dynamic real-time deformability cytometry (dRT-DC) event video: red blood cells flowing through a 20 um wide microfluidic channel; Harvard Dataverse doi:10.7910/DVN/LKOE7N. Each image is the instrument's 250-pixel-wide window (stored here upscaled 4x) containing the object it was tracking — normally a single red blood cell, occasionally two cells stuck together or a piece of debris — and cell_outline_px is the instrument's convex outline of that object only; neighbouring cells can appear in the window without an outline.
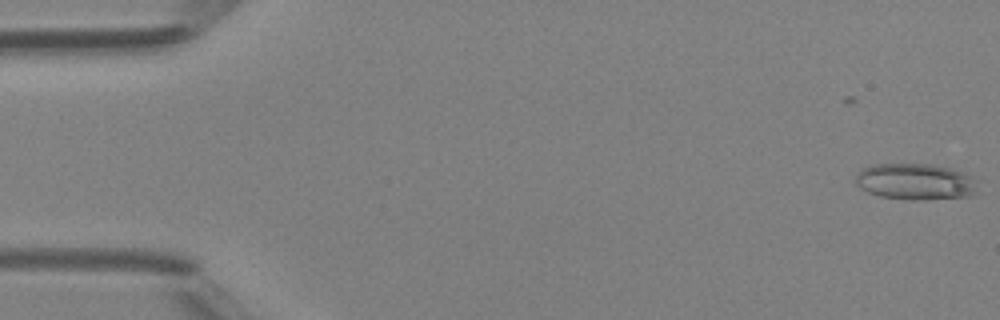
{"species": "Egyptian fruit bat (a non-hibernating species)", "species_latin": "Rousettus aegyptiacus", "temperature_condition": "room temperature", "stored_images_in_passage": 44, "camera_frame_rate_fps": 3000, "um_per_image_px": 0.085, "animal": {"sex": "female"}, "frame": {"image": 1, "passage_image": 1, "time_ms": 0.0, "image_size_px": [1000, 320], "cell_outline_px": [[972, 192], [968, 196], [924, 200], [904, 200], [880, 196], [868, 192], [860, 188], [856, 184], [856, 172], [872, 164], [932, 164], [952, 168], [964, 172], [972, 176]], "centroid_in_image_um": [77.72, 15.43], "position_along_channel_um": 7.3, "area_um2": 25.66}}
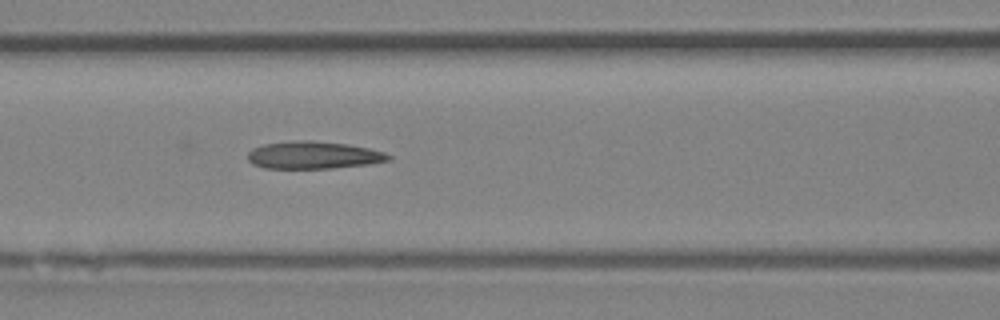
{"frame": {"image": 2, "passage_image": 21, "time_ms": 6.667, "image_size_px": [1000, 320], "cell_outline_px": [[392, 160], [368, 164], [332, 168], [264, 168], [252, 164], [248, 160], [248, 152], [252, 148], [264, 144], [296, 140], [312, 140], [348, 144], [368, 148], [384, 152], [392, 156]], "centroid_in_image_um": [26.64, 13.18], "position_along_channel_um": 140.0, "area_um2": 22.6}}
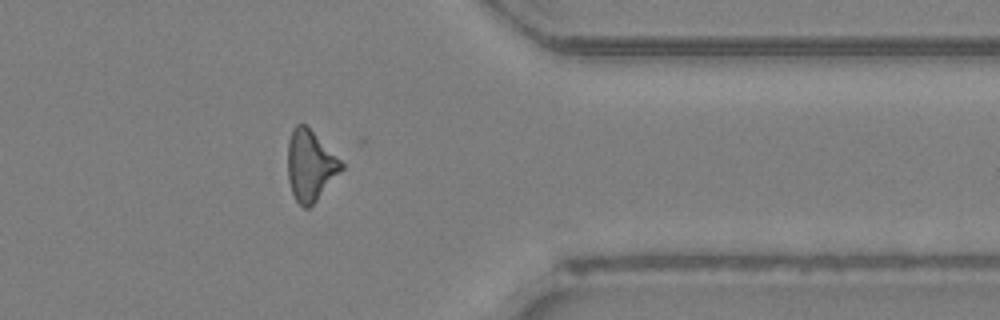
{"frame": {"image": 3, "passage_image": 39, "time_ms": 12.667, "image_size_px": [1000, 320], "cell_outline_px": [[344, 168], [316, 200], [308, 208], [304, 208], [296, 200], [292, 192], [288, 180], [288, 140], [292, 128], [296, 124], [304, 124], [344, 164]], "centroid_in_image_um": [26.35, 14.08], "position_along_channel_um": 385.1, "area_um2": 21.56}, "authors_computed_cell_mechanics": {"area_um2": 22.7732, "velocity_mm_per_s": 4.3131, "shape_relaxation_time_tau1_ms": null, "shape_relaxation_time_tau2_ms": 10.3186, "deformation_change_tau1": null, "deformation_change_tau2": 0.2592}}